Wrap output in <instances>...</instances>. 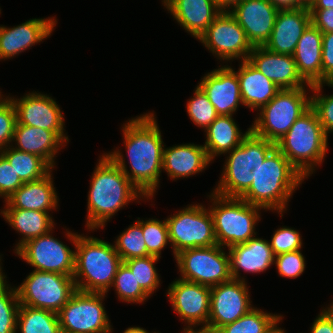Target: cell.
<instances>
[{
	"label": "cell",
	"instance_id": "b9f144b4",
	"mask_svg": "<svg viewBox=\"0 0 333 333\" xmlns=\"http://www.w3.org/2000/svg\"><path fill=\"white\" fill-rule=\"evenodd\" d=\"M0 94V151L12 145L17 124L16 110L12 100Z\"/></svg>",
	"mask_w": 333,
	"mask_h": 333
},
{
	"label": "cell",
	"instance_id": "30bf717a",
	"mask_svg": "<svg viewBox=\"0 0 333 333\" xmlns=\"http://www.w3.org/2000/svg\"><path fill=\"white\" fill-rule=\"evenodd\" d=\"M72 276L33 270L21 285L15 286L20 305L57 314L77 291Z\"/></svg>",
	"mask_w": 333,
	"mask_h": 333
},
{
	"label": "cell",
	"instance_id": "9a60e30c",
	"mask_svg": "<svg viewBox=\"0 0 333 333\" xmlns=\"http://www.w3.org/2000/svg\"><path fill=\"white\" fill-rule=\"evenodd\" d=\"M248 289L246 281L234 279L210 287L209 319L202 331L215 333L222 326L236 321L254 308Z\"/></svg>",
	"mask_w": 333,
	"mask_h": 333
},
{
	"label": "cell",
	"instance_id": "484cf974",
	"mask_svg": "<svg viewBox=\"0 0 333 333\" xmlns=\"http://www.w3.org/2000/svg\"><path fill=\"white\" fill-rule=\"evenodd\" d=\"M212 163L203 145L188 143L163 150L162 170L171 180L187 178L202 172Z\"/></svg>",
	"mask_w": 333,
	"mask_h": 333
},
{
	"label": "cell",
	"instance_id": "c3c4849f",
	"mask_svg": "<svg viewBox=\"0 0 333 333\" xmlns=\"http://www.w3.org/2000/svg\"><path fill=\"white\" fill-rule=\"evenodd\" d=\"M311 333H333V313L328 307L319 313L310 327Z\"/></svg>",
	"mask_w": 333,
	"mask_h": 333
},
{
	"label": "cell",
	"instance_id": "7c38bea8",
	"mask_svg": "<svg viewBox=\"0 0 333 333\" xmlns=\"http://www.w3.org/2000/svg\"><path fill=\"white\" fill-rule=\"evenodd\" d=\"M220 245L196 247L175 256L180 278L208 287L230 281L229 255Z\"/></svg>",
	"mask_w": 333,
	"mask_h": 333
},
{
	"label": "cell",
	"instance_id": "52a82bcc",
	"mask_svg": "<svg viewBox=\"0 0 333 333\" xmlns=\"http://www.w3.org/2000/svg\"><path fill=\"white\" fill-rule=\"evenodd\" d=\"M208 197L211 202L213 201L209 210L218 245L230 248L256 236L255 226L261 219L262 208L251 205L241 198L224 197L214 192Z\"/></svg>",
	"mask_w": 333,
	"mask_h": 333
},
{
	"label": "cell",
	"instance_id": "816d5d0a",
	"mask_svg": "<svg viewBox=\"0 0 333 333\" xmlns=\"http://www.w3.org/2000/svg\"><path fill=\"white\" fill-rule=\"evenodd\" d=\"M333 8V0H316L309 9H329Z\"/></svg>",
	"mask_w": 333,
	"mask_h": 333
},
{
	"label": "cell",
	"instance_id": "d6a6232c",
	"mask_svg": "<svg viewBox=\"0 0 333 333\" xmlns=\"http://www.w3.org/2000/svg\"><path fill=\"white\" fill-rule=\"evenodd\" d=\"M16 329L21 333H61L56 313L24 305L19 307Z\"/></svg>",
	"mask_w": 333,
	"mask_h": 333
},
{
	"label": "cell",
	"instance_id": "db71d44e",
	"mask_svg": "<svg viewBox=\"0 0 333 333\" xmlns=\"http://www.w3.org/2000/svg\"><path fill=\"white\" fill-rule=\"evenodd\" d=\"M123 333H150L148 330L144 329L143 327H128Z\"/></svg>",
	"mask_w": 333,
	"mask_h": 333
},
{
	"label": "cell",
	"instance_id": "f5cc1de1",
	"mask_svg": "<svg viewBox=\"0 0 333 333\" xmlns=\"http://www.w3.org/2000/svg\"><path fill=\"white\" fill-rule=\"evenodd\" d=\"M283 315L277 319L264 333H286L284 329L278 327L279 323L282 321Z\"/></svg>",
	"mask_w": 333,
	"mask_h": 333
},
{
	"label": "cell",
	"instance_id": "4316f807",
	"mask_svg": "<svg viewBox=\"0 0 333 333\" xmlns=\"http://www.w3.org/2000/svg\"><path fill=\"white\" fill-rule=\"evenodd\" d=\"M322 37L323 33L311 23L292 54L298 74L311 86L322 84Z\"/></svg>",
	"mask_w": 333,
	"mask_h": 333
},
{
	"label": "cell",
	"instance_id": "f907efd6",
	"mask_svg": "<svg viewBox=\"0 0 333 333\" xmlns=\"http://www.w3.org/2000/svg\"><path fill=\"white\" fill-rule=\"evenodd\" d=\"M270 1L279 8L297 7V0H270Z\"/></svg>",
	"mask_w": 333,
	"mask_h": 333
},
{
	"label": "cell",
	"instance_id": "9f6ffc18",
	"mask_svg": "<svg viewBox=\"0 0 333 333\" xmlns=\"http://www.w3.org/2000/svg\"><path fill=\"white\" fill-rule=\"evenodd\" d=\"M2 255H0V287L6 282V275L3 273V270H2V263H1V259H2V257H1Z\"/></svg>",
	"mask_w": 333,
	"mask_h": 333
},
{
	"label": "cell",
	"instance_id": "bcb514c9",
	"mask_svg": "<svg viewBox=\"0 0 333 333\" xmlns=\"http://www.w3.org/2000/svg\"><path fill=\"white\" fill-rule=\"evenodd\" d=\"M322 84H333V33L322 37Z\"/></svg>",
	"mask_w": 333,
	"mask_h": 333
},
{
	"label": "cell",
	"instance_id": "ba28073f",
	"mask_svg": "<svg viewBox=\"0 0 333 333\" xmlns=\"http://www.w3.org/2000/svg\"><path fill=\"white\" fill-rule=\"evenodd\" d=\"M308 89H281L276 96L258 111L251 125V131L274 143L278 142L311 107Z\"/></svg>",
	"mask_w": 333,
	"mask_h": 333
},
{
	"label": "cell",
	"instance_id": "ee69618b",
	"mask_svg": "<svg viewBox=\"0 0 333 333\" xmlns=\"http://www.w3.org/2000/svg\"><path fill=\"white\" fill-rule=\"evenodd\" d=\"M274 264L281 277L291 279L301 276L306 267L305 257L301 253V250L282 253L275 256Z\"/></svg>",
	"mask_w": 333,
	"mask_h": 333
},
{
	"label": "cell",
	"instance_id": "680465c9",
	"mask_svg": "<svg viewBox=\"0 0 333 333\" xmlns=\"http://www.w3.org/2000/svg\"><path fill=\"white\" fill-rule=\"evenodd\" d=\"M329 309H330V311L333 313V302L330 304V305H328L327 306Z\"/></svg>",
	"mask_w": 333,
	"mask_h": 333
},
{
	"label": "cell",
	"instance_id": "1f68e13d",
	"mask_svg": "<svg viewBox=\"0 0 333 333\" xmlns=\"http://www.w3.org/2000/svg\"><path fill=\"white\" fill-rule=\"evenodd\" d=\"M0 153L9 161L23 183L39 180L52 170L39 156L17 150L12 145Z\"/></svg>",
	"mask_w": 333,
	"mask_h": 333
},
{
	"label": "cell",
	"instance_id": "5bb4252c",
	"mask_svg": "<svg viewBox=\"0 0 333 333\" xmlns=\"http://www.w3.org/2000/svg\"><path fill=\"white\" fill-rule=\"evenodd\" d=\"M51 232L27 241L15 254L36 271L73 275L75 250L53 237Z\"/></svg>",
	"mask_w": 333,
	"mask_h": 333
},
{
	"label": "cell",
	"instance_id": "f35d334b",
	"mask_svg": "<svg viewBox=\"0 0 333 333\" xmlns=\"http://www.w3.org/2000/svg\"><path fill=\"white\" fill-rule=\"evenodd\" d=\"M186 110L191 121L197 127L203 128L204 131L218 116L208 96L198 85L194 90L193 97L187 102Z\"/></svg>",
	"mask_w": 333,
	"mask_h": 333
},
{
	"label": "cell",
	"instance_id": "d6986e66",
	"mask_svg": "<svg viewBox=\"0 0 333 333\" xmlns=\"http://www.w3.org/2000/svg\"><path fill=\"white\" fill-rule=\"evenodd\" d=\"M220 66L203 76L198 86L208 96L218 115H234L239 106H243L239 80L235 68Z\"/></svg>",
	"mask_w": 333,
	"mask_h": 333
},
{
	"label": "cell",
	"instance_id": "f1b7e54d",
	"mask_svg": "<svg viewBox=\"0 0 333 333\" xmlns=\"http://www.w3.org/2000/svg\"><path fill=\"white\" fill-rule=\"evenodd\" d=\"M236 74L240 84L242 103L246 108L258 111L281 90L254 68L248 60L241 61Z\"/></svg>",
	"mask_w": 333,
	"mask_h": 333
},
{
	"label": "cell",
	"instance_id": "7402d4cb",
	"mask_svg": "<svg viewBox=\"0 0 333 333\" xmlns=\"http://www.w3.org/2000/svg\"><path fill=\"white\" fill-rule=\"evenodd\" d=\"M247 60L280 89L306 88V86L311 89V85L298 74L292 55L277 54L263 46H256L253 47Z\"/></svg>",
	"mask_w": 333,
	"mask_h": 333
},
{
	"label": "cell",
	"instance_id": "e575fe53",
	"mask_svg": "<svg viewBox=\"0 0 333 333\" xmlns=\"http://www.w3.org/2000/svg\"><path fill=\"white\" fill-rule=\"evenodd\" d=\"M114 248L119 254L122 262L133 258L145 257L151 255L147 251L144 235L141 227V220L138 218L134 224H131L127 229L115 239Z\"/></svg>",
	"mask_w": 333,
	"mask_h": 333
},
{
	"label": "cell",
	"instance_id": "836d02e7",
	"mask_svg": "<svg viewBox=\"0 0 333 333\" xmlns=\"http://www.w3.org/2000/svg\"><path fill=\"white\" fill-rule=\"evenodd\" d=\"M281 316L254 307L236 321L219 328L215 333H264Z\"/></svg>",
	"mask_w": 333,
	"mask_h": 333
},
{
	"label": "cell",
	"instance_id": "7bdbcfd3",
	"mask_svg": "<svg viewBox=\"0 0 333 333\" xmlns=\"http://www.w3.org/2000/svg\"><path fill=\"white\" fill-rule=\"evenodd\" d=\"M301 237L295 228L282 226L276 229L269 241L274 255L301 250L303 245Z\"/></svg>",
	"mask_w": 333,
	"mask_h": 333
},
{
	"label": "cell",
	"instance_id": "60d3db41",
	"mask_svg": "<svg viewBox=\"0 0 333 333\" xmlns=\"http://www.w3.org/2000/svg\"><path fill=\"white\" fill-rule=\"evenodd\" d=\"M325 84H316L311 86L313 95L311 96V107L315 110L319 122L322 125L323 131L326 136L333 133V94L322 95V88ZM326 86L333 87V84H326ZM321 93V94H320Z\"/></svg>",
	"mask_w": 333,
	"mask_h": 333
},
{
	"label": "cell",
	"instance_id": "8fae6325",
	"mask_svg": "<svg viewBox=\"0 0 333 333\" xmlns=\"http://www.w3.org/2000/svg\"><path fill=\"white\" fill-rule=\"evenodd\" d=\"M106 293L76 291L57 313L61 332L112 333L103 301Z\"/></svg>",
	"mask_w": 333,
	"mask_h": 333
},
{
	"label": "cell",
	"instance_id": "4dcf8cb0",
	"mask_svg": "<svg viewBox=\"0 0 333 333\" xmlns=\"http://www.w3.org/2000/svg\"><path fill=\"white\" fill-rule=\"evenodd\" d=\"M0 214L22 238L16 244L14 253L27 241L53 231L54 220L47 212L26 209H2Z\"/></svg>",
	"mask_w": 333,
	"mask_h": 333
},
{
	"label": "cell",
	"instance_id": "5b68a950",
	"mask_svg": "<svg viewBox=\"0 0 333 333\" xmlns=\"http://www.w3.org/2000/svg\"><path fill=\"white\" fill-rule=\"evenodd\" d=\"M328 137L315 110L310 107L276 142V148L306 179L326 157Z\"/></svg>",
	"mask_w": 333,
	"mask_h": 333
},
{
	"label": "cell",
	"instance_id": "cb8c5ba5",
	"mask_svg": "<svg viewBox=\"0 0 333 333\" xmlns=\"http://www.w3.org/2000/svg\"><path fill=\"white\" fill-rule=\"evenodd\" d=\"M231 277L234 280L245 281L240 270L246 273L265 272L274 265L275 255L270 242L255 236L242 244L228 248Z\"/></svg>",
	"mask_w": 333,
	"mask_h": 333
},
{
	"label": "cell",
	"instance_id": "11a10c76",
	"mask_svg": "<svg viewBox=\"0 0 333 333\" xmlns=\"http://www.w3.org/2000/svg\"><path fill=\"white\" fill-rule=\"evenodd\" d=\"M316 0H297V7L310 8Z\"/></svg>",
	"mask_w": 333,
	"mask_h": 333
},
{
	"label": "cell",
	"instance_id": "603a6c76",
	"mask_svg": "<svg viewBox=\"0 0 333 333\" xmlns=\"http://www.w3.org/2000/svg\"><path fill=\"white\" fill-rule=\"evenodd\" d=\"M162 2L180 27L196 39L200 38L222 12L215 0H162Z\"/></svg>",
	"mask_w": 333,
	"mask_h": 333
},
{
	"label": "cell",
	"instance_id": "f546056e",
	"mask_svg": "<svg viewBox=\"0 0 333 333\" xmlns=\"http://www.w3.org/2000/svg\"><path fill=\"white\" fill-rule=\"evenodd\" d=\"M250 131L251 128H248L245 133L241 132L233 115H218L204 131L206 132V141L203 146L209 160L212 162L218 155H227L242 143Z\"/></svg>",
	"mask_w": 333,
	"mask_h": 333
},
{
	"label": "cell",
	"instance_id": "3957f363",
	"mask_svg": "<svg viewBox=\"0 0 333 333\" xmlns=\"http://www.w3.org/2000/svg\"><path fill=\"white\" fill-rule=\"evenodd\" d=\"M65 233L76 248L72 276L76 289L107 294L118 267L123 263L114 245L97 237L80 235L67 229Z\"/></svg>",
	"mask_w": 333,
	"mask_h": 333
},
{
	"label": "cell",
	"instance_id": "7a4b0ae2",
	"mask_svg": "<svg viewBox=\"0 0 333 333\" xmlns=\"http://www.w3.org/2000/svg\"><path fill=\"white\" fill-rule=\"evenodd\" d=\"M91 176L88 191L87 220L88 230L104 228L120 209L129 202L146 199L133 185L122 170L103 153Z\"/></svg>",
	"mask_w": 333,
	"mask_h": 333
},
{
	"label": "cell",
	"instance_id": "d590c367",
	"mask_svg": "<svg viewBox=\"0 0 333 333\" xmlns=\"http://www.w3.org/2000/svg\"><path fill=\"white\" fill-rule=\"evenodd\" d=\"M160 257L148 255L123 261L135 276L139 286L149 295H153L161 284L155 263Z\"/></svg>",
	"mask_w": 333,
	"mask_h": 333
},
{
	"label": "cell",
	"instance_id": "6f0895ef",
	"mask_svg": "<svg viewBox=\"0 0 333 333\" xmlns=\"http://www.w3.org/2000/svg\"><path fill=\"white\" fill-rule=\"evenodd\" d=\"M182 333H202V330H195V331H182Z\"/></svg>",
	"mask_w": 333,
	"mask_h": 333
},
{
	"label": "cell",
	"instance_id": "ac0fdd59",
	"mask_svg": "<svg viewBox=\"0 0 333 333\" xmlns=\"http://www.w3.org/2000/svg\"><path fill=\"white\" fill-rule=\"evenodd\" d=\"M270 0H242L229 13L245 31L253 47L264 46L269 40L279 11Z\"/></svg>",
	"mask_w": 333,
	"mask_h": 333
},
{
	"label": "cell",
	"instance_id": "681fc988",
	"mask_svg": "<svg viewBox=\"0 0 333 333\" xmlns=\"http://www.w3.org/2000/svg\"><path fill=\"white\" fill-rule=\"evenodd\" d=\"M242 0H215L218 8L221 11H230L235 5L239 4Z\"/></svg>",
	"mask_w": 333,
	"mask_h": 333
},
{
	"label": "cell",
	"instance_id": "277c9868",
	"mask_svg": "<svg viewBox=\"0 0 333 333\" xmlns=\"http://www.w3.org/2000/svg\"><path fill=\"white\" fill-rule=\"evenodd\" d=\"M305 178L275 147L259 167L256 178L240 197L247 203L266 211H287L288 202Z\"/></svg>",
	"mask_w": 333,
	"mask_h": 333
},
{
	"label": "cell",
	"instance_id": "ab89813d",
	"mask_svg": "<svg viewBox=\"0 0 333 333\" xmlns=\"http://www.w3.org/2000/svg\"><path fill=\"white\" fill-rule=\"evenodd\" d=\"M141 227L147 251L153 256L161 257V251L170 244L166 219H141Z\"/></svg>",
	"mask_w": 333,
	"mask_h": 333
},
{
	"label": "cell",
	"instance_id": "7dc6e473",
	"mask_svg": "<svg viewBox=\"0 0 333 333\" xmlns=\"http://www.w3.org/2000/svg\"><path fill=\"white\" fill-rule=\"evenodd\" d=\"M311 23L323 34L333 33V8L309 9Z\"/></svg>",
	"mask_w": 333,
	"mask_h": 333
},
{
	"label": "cell",
	"instance_id": "2e32d148",
	"mask_svg": "<svg viewBox=\"0 0 333 333\" xmlns=\"http://www.w3.org/2000/svg\"><path fill=\"white\" fill-rule=\"evenodd\" d=\"M210 294V287L181 278L169 284L166 295L174 312L187 325L184 331L203 330L207 326ZM199 325L202 327L198 328Z\"/></svg>",
	"mask_w": 333,
	"mask_h": 333
},
{
	"label": "cell",
	"instance_id": "8992f818",
	"mask_svg": "<svg viewBox=\"0 0 333 333\" xmlns=\"http://www.w3.org/2000/svg\"><path fill=\"white\" fill-rule=\"evenodd\" d=\"M275 147L276 143L250 131L239 146L227 153L220 181L212 191L224 197L240 198L249 189L260 165Z\"/></svg>",
	"mask_w": 333,
	"mask_h": 333
},
{
	"label": "cell",
	"instance_id": "44dd1931",
	"mask_svg": "<svg viewBox=\"0 0 333 333\" xmlns=\"http://www.w3.org/2000/svg\"><path fill=\"white\" fill-rule=\"evenodd\" d=\"M310 24L309 8H280L270 38L263 47L277 54L292 55Z\"/></svg>",
	"mask_w": 333,
	"mask_h": 333
},
{
	"label": "cell",
	"instance_id": "d4e9b609",
	"mask_svg": "<svg viewBox=\"0 0 333 333\" xmlns=\"http://www.w3.org/2000/svg\"><path fill=\"white\" fill-rule=\"evenodd\" d=\"M51 170L43 178L23 183L4 202V209H26L47 212L57 209L59 197Z\"/></svg>",
	"mask_w": 333,
	"mask_h": 333
},
{
	"label": "cell",
	"instance_id": "4fadbf2b",
	"mask_svg": "<svg viewBox=\"0 0 333 333\" xmlns=\"http://www.w3.org/2000/svg\"><path fill=\"white\" fill-rule=\"evenodd\" d=\"M198 40L225 63L247 60L253 49L245 31L228 11H222Z\"/></svg>",
	"mask_w": 333,
	"mask_h": 333
},
{
	"label": "cell",
	"instance_id": "8d00e7d4",
	"mask_svg": "<svg viewBox=\"0 0 333 333\" xmlns=\"http://www.w3.org/2000/svg\"><path fill=\"white\" fill-rule=\"evenodd\" d=\"M112 286L122 302L143 304L150 297L139 286L135 276L124 263L118 267Z\"/></svg>",
	"mask_w": 333,
	"mask_h": 333
},
{
	"label": "cell",
	"instance_id": "f6af8a7d",
	"mask_svg": "<svg viewBox=\"0 0 333 333\" xmlns=\"http://www.w3.org/2000/svg\"><path fill=\"white\" fill-rule=\"evenodd\" d=\"M23 182L9 161L0 153V197L4 201L10 197Z\"/></svg>",
	"mask_w": 333,
	"mask_h": 333
},
{
	"label": "cell",
	"instance_id": "9c48e42d",
	"mask_svg": "<svg viewBox=\"0 0 333 333\" xmlns=\"http://www.w3.org/2000/svg\"><path fill=\"white\" fill-rule=\"evenodd\" d=\"M169 242L175 256L186 249L217 245L213 219L202 204H191L166 218Z\"/></svg>",
	"mask_w": 333,
	"mask_h": 333
},
{
	"label": "cell",
	"instance_id": "83f0119b",
	"mask_svg": "<svg viewBox=\"0 0 333 333\" xmlns=\"http://www.w3.org/2000/svg\"><path fill=\"white\" fill-rule=\"evenodd\" d=\"M12 147L42 158L52 169L60 148L66 146L65 142L53 131L25 124H16Z\"/></svg>",
	"mask_w": 333,
	"mask_h": 333
},
{
	"label": "cell",
	"instance_id": "6da1fadb",
	"mask_svg": "<svg viewBox=\"0 0 333 333\" xmlns=\"http://www.w3.org/2000/svg\"><path fill=\"white\" fill-rule=\"evenodd\" d=\"M123 125L124 146L129 166L119 149L105 153L127 176L133 185L148 199L154 197L162 172L163 142L154 112L129 119ZM164 144V145H163Z\"/></svg>",
	"mask_w": 333,
	"mask_h": 333
},
{
	"label": "cell",
	"instance_id": "74e56055",
	"mask_svg": "<svg viewBox=\"0 0 333 333\" xmlns=\"http://www.w3.org/2000/svg\"><path fill=\"white\" fill-rule=\"evenodd\" d=\"M6 281L0 287V333H17V315L20 307L15 286Z\"/></svg>",
	"mask_w": 333,
	"mask_h": 333
},
{
	"label": "cell",
	"instance_id": "ffe728a7",
	"mask_svg": "<svg viewBox=\"0 0 333 333\" xmlns=\"http://www.w3.org/2000/svg\"><path fill=\"white\" fill-rule=\"evenodd\" d=\"M57 24L55 17L32 18L12 28L0 26V60L18 56L21 52L51 36Z\"/></svg>",
	"mask_w": 333,
	"mask_h": 333
},
{
	"label": "cell",
	"instance_id": "e0dca14e",
	"mask_svg": "<svg viewBox=\"0 0 333 333\" xmlns=\"http://www.w3.org/2000/svg\"><path fill=\"white\" fill-rule=\"evenodd\" d=\"M8 97L14 104L17 123L53 131L66 144L69 142L64 129V115L54 98L36 91L25 93L19 99Z\"/></svg>",
	"mask_w": 333,
	"mask_h": 333
}]
</instances>
